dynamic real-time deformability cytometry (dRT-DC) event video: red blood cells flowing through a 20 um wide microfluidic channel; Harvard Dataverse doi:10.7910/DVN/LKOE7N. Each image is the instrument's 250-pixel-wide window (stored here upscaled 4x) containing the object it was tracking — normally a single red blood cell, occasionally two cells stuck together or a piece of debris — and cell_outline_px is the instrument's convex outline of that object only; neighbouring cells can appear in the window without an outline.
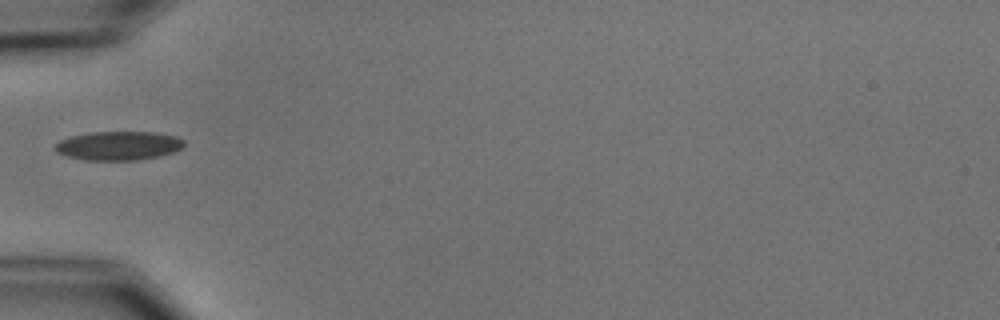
{"species": "common noctule bat (a hibernating species)", "species_latin": "Nyctalus noctula", "temperature_condition": "cold", "stored_images_in_passage": 1, "camera_frame_rate_fps": 3000, "um_per_image_px": 0.085, "animal": {"sex": "male", "body_mass_g": 15.6}, "frame": {"image": 1, "passage_image": 1, "time_ms": 0.0, "image_size_px": [1000, 320], "cell_outline_px": [[184, 144], [180, 148], [172, 152], [160, 156], [136, 160], [84, 160], [68, 156], [56, 152], [52, 148], [60, 140], [72, 136], [92, 132], [156, 132], [176, 136], [184, 140]], "centroid_in_image_um": [10.06, 12.38], "position_along_channel_um": 74.9, "area_um2": 21.68}}